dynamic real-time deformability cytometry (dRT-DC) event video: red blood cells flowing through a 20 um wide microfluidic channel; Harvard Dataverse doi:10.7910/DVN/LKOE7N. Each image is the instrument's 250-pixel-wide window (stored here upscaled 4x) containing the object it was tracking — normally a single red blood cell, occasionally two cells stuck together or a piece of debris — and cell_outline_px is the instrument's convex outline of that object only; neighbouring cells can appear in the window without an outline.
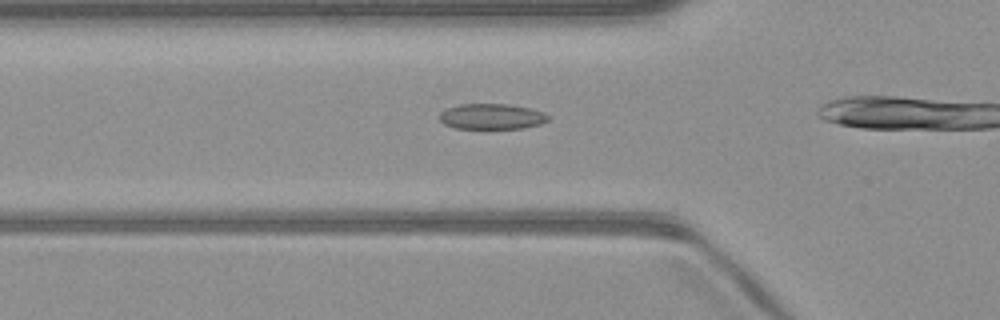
{"species": "common noctule bat (a hibernating species)", "species_latin": "Nyctalus noctula", "temperature_condition": "warm", "stored_images_in_passage": 16, "camera_frame_rate_fps": 3000, "um_per_image_px": 0.085, "animal": {"sex": "male", "body_mass_g": 23.1, "forearm_length_mm": 52.7}, "frame": {"image": 1, "passage_image": 12, "time_ms": 3.667, "image_size_px": [1000, 320], "cell_outline_px": [[552, 116], [548, 120], [540, 124], [524, 128], [456, 128], [444, 124], [440, 120], [440, 112], [448, 108], [460, 104], [508, 104], [532, 108], [544, 112]], "centroid_in_image_um": [41.85, 9.89], "position_along_channel_um": 84.0, "area_um2": 16.24}}